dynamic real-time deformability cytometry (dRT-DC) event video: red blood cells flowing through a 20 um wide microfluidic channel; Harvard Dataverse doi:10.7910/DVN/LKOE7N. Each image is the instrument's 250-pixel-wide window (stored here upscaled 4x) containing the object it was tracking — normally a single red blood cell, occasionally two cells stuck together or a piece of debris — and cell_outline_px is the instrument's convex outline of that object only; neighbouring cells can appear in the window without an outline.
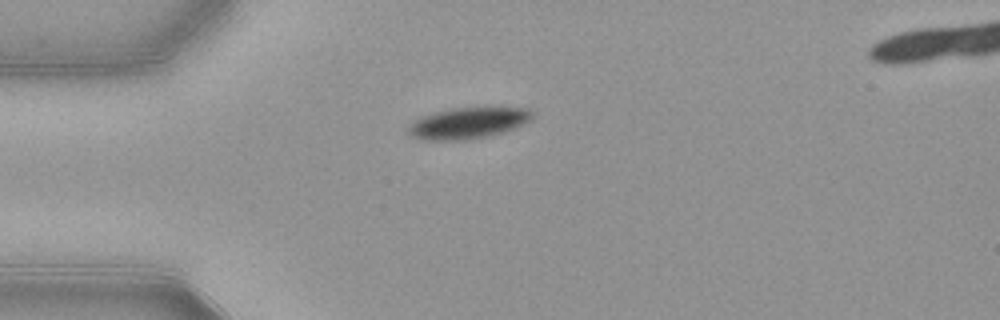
{"species": "common noctule bat (a hibernating species)", "species_latin": "Nyctalus noctula", "temperature_condition": "warm", "stored_images_in_passage": 41, "segment_of_instrument_passage": [1, 2], "camera_frame_rate_fps": 3000, "um_per_image_px": 0.085, "animal": {"sex": "female", "body_mass_g": 21.9}, "frame": {"image": 1, "passage_image": 1, "time_ms": 0.0, "image_size_px": [1000, 320], "cell_outline_px": [[536, 112], [524, 124], [504, 132], [492, 136], [468, 140], [420, 140], [412, 136], [408, 132], [408, 124], [420, 116], [432, 112], [448, 108], [484, 104], [488, 104], [528, 108]], "centroid_in_image_um": [39.83, 10.4], "position_along_channel_um": 45.2, "area_um2": 24.1}}
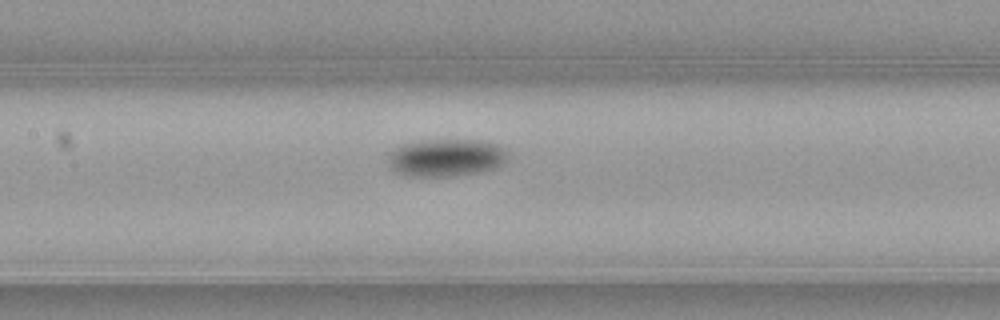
{"frame": {"image": 2, "passage_image": 12, "time_ms": 3.667, "image_size_px": [1000, 320], "cell_outline_px": [[508, 160], [496, 168], [484, 172], [452, 176], [404, 176], [392, 172], [388, 164], [388, 156], [396, 148], [404, 144], [420, 140], [484, 140], [496, 144], [504, 148], [508, 152]], "centroid_in_image_um": [37.93, 13.41], "position_along_channel_um": 169.5, "area_um2": 26.7}}
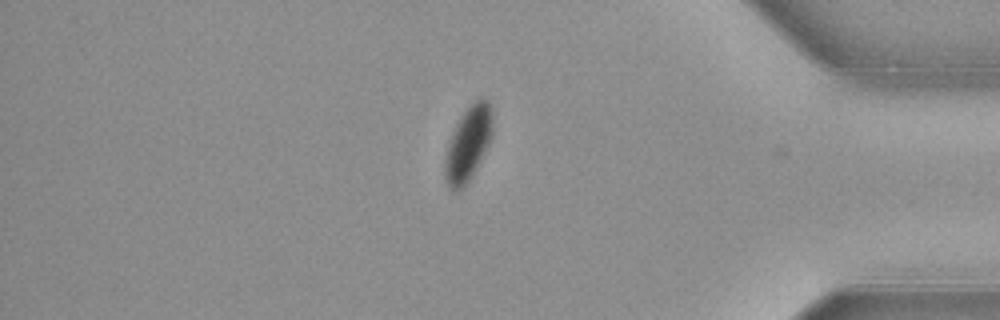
{"frame": {"image": 3, "passage_image": 32, "time_ms": 10.333, "image_size_px": [1000, 320], "cell_outline_px": [[492, 140], [472, 176], [460, 188], [448, 188], [444, 180], [444, 156], [448, 140], [460, 116], [468, 104], [480, 96], [488, 100], [492, 108]], "centroid_in_image_um": [39.79, 12.14], "position_along_channel_um": 395.4, "area_um2": 21.15}}